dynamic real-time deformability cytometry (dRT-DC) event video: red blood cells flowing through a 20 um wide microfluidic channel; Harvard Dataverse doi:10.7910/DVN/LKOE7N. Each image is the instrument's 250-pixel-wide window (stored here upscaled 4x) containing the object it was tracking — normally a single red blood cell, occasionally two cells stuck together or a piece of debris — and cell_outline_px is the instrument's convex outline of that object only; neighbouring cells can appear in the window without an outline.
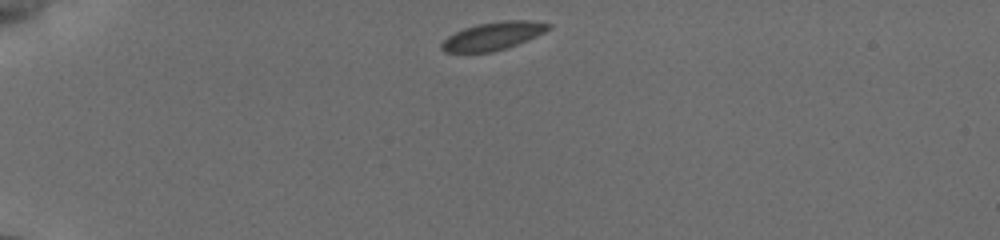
{"species": "common noctule bat (a hibernating species)", "species_latin": "Nyctalus noctula", "temperature_condition": "cold", "stored_images_in_passage": 23, "camera_frame_rate_fps": 3000, "um_per_image_px": 0.085, "animal": {"sex": "female", "body_mass_g": 19.5, "forearm_length_mm": 54.1}, "frame": {"image": 1, "passage_image": 1, "time_ms": 0.0, "image_size_px": [1000, 240], "cell_outline_px": [[552, 24], [544, 32], [536, 36], [516, 44], [492, 52], [444, 52], [440, 48], [440, 44], [448, 36], [464, 28], [476, 24], [504, 20], [528, 20]], "centroid_in_image_um": [41.87, 3.05], "position_along_channel_um": 43.1, "area_um2": 17.17}}
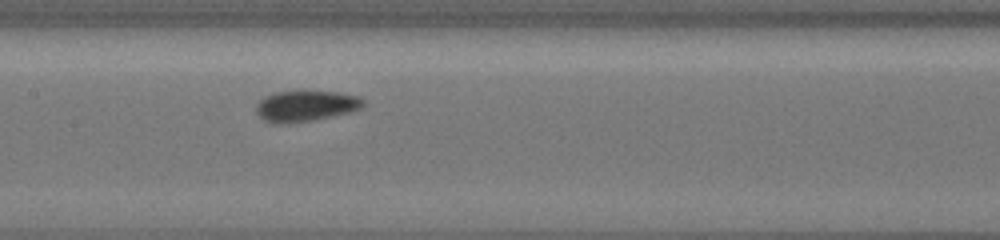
{"frame": {"image": 2, "passage_image": 10, "time_ms": 5.0, "image_size_px": [1000, 240], "cell_outline_px": [[364, 104], [360, 108], [348, 112], [308, 120], [268, 120], [260, 116], [256, 112], [256, 104], [264, 96], [276, 92], [304, 88], [336, 92], [356, 96], [364, 100]], "centroid_in_image_um": [26.01, 8.89], "position_along_channel_um": 181.4, "area_um2": 18.73}}
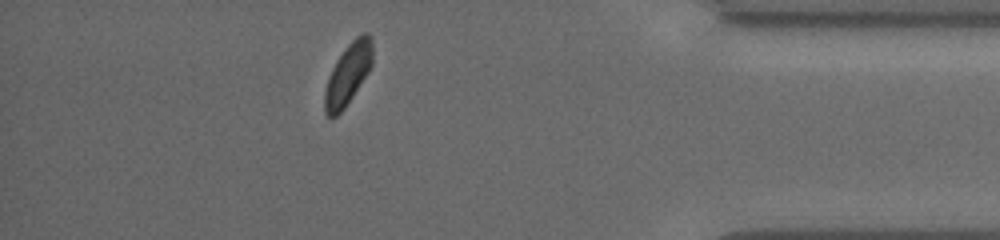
{"frame": {"image": 3, "passage_image": 20, "time_ms": 11.667, "image_size_px": [1000, 240], "cell_outline_px": [[372, 64], [368, 72], [344, 108], [336, 116], [328, 116], [324, 112], [324, 92], [332, 68], [336, 60], [348, 44], [356, 36], [364, 32], [368, 32], [372, 36]], "centroid_in_image_um": [29.58, 6.26], "position_along_channel_um": 405.6, "area_um2": 16.88}, "authors_computed_cell_mechanics": {"area_um2": 17.5712, "velocity_mm_per_s": 3.7916, "shape_relaxation_time_tau1_ms": 2.7161, "shape_relaxation_time_tau2_ms": null, "deformation_change_tau1": 0.0416, "deformation_change_tau2": null}}